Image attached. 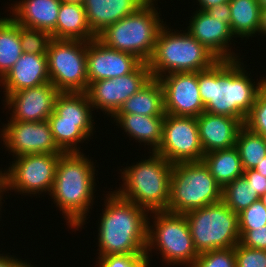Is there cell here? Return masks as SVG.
Listing matches in <instances>:
<instances>
[{"label":"cell","mask_w":266,"mask_h":267,"mask_svg":"<svg viewBox=\"0 0 266 267\" xmlns=\"http://www.w3.org/2000/svg\"><path fill=\"white\" fill-rule=\"evenodd\" d=\"M158 80L164 90L165 114L198 117L205 111L198 87V72L169 73Z\"/></svg>","instance_id":"15"},{"label":"cell","mask_w":266,"mask_h":267,"mask_svg":"<svg viewBox=\"0 0 266 267\" xmlns=\"http://www.w3.org/2000/svg\"><path fill=\"white\" fill-rule=\"evenodd\" d=\"M148 159L133 162L120 169L122 186L114 190L125 200L150 212L166 211L170 199V177L173 164L156 152Z\"/></svg>","instance_id":"4"},{"label":"cell","mask_w":266,"mask_h":267,"mask_svg":"<svg viewBox=\"0 0 266 267\" xmlns=\"http://www.w3.org/2000/svg\"><path fill=\"white\" fill-rule=\"evenodd\" d=\"M229 4L230 28L235 39L255 37L258 34L261 16V8L257 0H230Z\"/></svg>","instance_id":"28"},{"label":"cell","mask_w":266,"mask_h":267,"mask_svg":"<svg viewBox=\"0 0 266 267\" xmlns=\"http://www.w3.org/2000/svg\"><path fill=\"white\" fill-rule=\"evenodd\" d=\"M187 24L186 30L211 51L219 60L240 59L230 47L233 35L230 25L224 18L211 17L206 11L195 10ZM230 42V43H229Z\"/></svg>","instance_id":"18"},{"label":"cell","mask_w":266,"mask_h":267,"mask_svg":"<svg viewBox=\"0 0 266 267\" xmlns=\"http://www.w3.org/2000/svg\"><path fill=\"white\" fill-rule=\"evenodd\" d=\"M8 254H0V267H24L28 263L26 260L22 261V259H18V257L10 255V253Z\"/></svg>","instance_id":"42"},{"label":"cell","mask_w":266,"mask_h":267,"mask_svg":"<svg viewBox=\"0 0 266 267\" xmlns=\"http://www.w3.org/2000/svg\"><path fill=\"white\" fill-rule=\"evenodd\" d=\"M61 1L66 3H78L83 5L85 0H61Z\"/></svg>","instance_id":"47"},{"label":"cell","mask_w":266,"mask_h":267,"mask_svg":"<svg viewBox=\"0 0 266 267\" xmlns=\"http://www.w3.org/2000/svg\"><path fill=\"white\" fill-rule=\"evenodd\" d=\"M61 2V0H19L8 7L9 16L21 26L52 34L56 28Z\"/></svg>","instance_id":"21"},{"label":"cell","mask_w":266,"mask_h":267,"mask_svg":"<svg viewBox=\"0 0 266 267\" xmlns=\"http://www.w3.org/2000/svg\"><path fill=\"white\" fill-rule=\"evenodd\" d=\"M243 170L255 169L266 157V140L245 125L241 127L236 138Z\"/></svg>","instance_id":"30"},{"label":"cell","mask_w":266,"mask_h":267,"mask_svg":"<svg viewBox=\"0 0 266 267\" xmlns=\"http://www.w3.org/2000/svg\"><path fill=\"white\" fill-rule=\"evenodd\" d=\"M3 169L1 168V170H0V182H1V171H2Z\"/></svg>","instance_id":"52"},{"label":"cell","mask_w":266,"mask_h":267,"mask_svg":"<svg viewBox=\"0 0 266 267\" xmlns=\"http://www.w3.org/2000/svg\"><path fill=\"white\" fill-rule=\"evenodd\" d=\"M4 193H7L5 190H4V188L2 187V186H0V211L2 210L1 208L3 207L2 205V200L3 201H5L4 199H3V195H4ZM1 214V213H0ZM2 216H0V218H1Z\"/></svg>","instance_id":"46"},{"label":"cell","mask_w":266,"mask_h":267,"mask_svg":"<svg viewBox=\"0 0 266 267\" xmlns=\"http://www.w3.org/2000/svg\"><path fill=\"white\" fill-rule=\"evenodd\" d=\"M142 61L133 54L107 47L98 38L87 42L88 81L114 79L133 72Z\"/></svg>","instance_id":"17"},{"label":"cell","mask_w":266,"mask_h":267,"mask_svg":"<svg viewBox=\"0 0 266 267\" xmlns=\"http://www.w3.org/2000/svg\"><path fill=\"white\" fill-rule=\"evenodd\" d=\"M191 267H236L234 247L201 253Z\"/></svg>","instance_id":"35"},{"label":"cell","mask_w":266,"mask_h":267,"mask_svg":"<svg viewBox=\"0 0 266 267\" xmlns=\"http://www.w3.org/2000/svg\"><path fill=\"white\" fill-rule=\"evenodd\" d=\"M236 267H266V250L243 246L234 247Z\"/></svg>","instance_id":"38"},{"label":"cell","mask_w":266,"mask_h":267,"mask_svg":"<svg viewBox=\"0 0 266 267\" xmlns=\"http://www.w3.org/2000/svg\"><path fill=\"white\" fill-rule=\"evenodd\" d=\"M149 214L153 223L148 221V263H151V252L155 249L162 255L164 265L174 267L186 264V267H191L199 254L194 247L185 215L168 211H155Z\"/></svg>","instance_id":"7"},{"label":"cell","mask_w":266,"mask_h":267,"mask_svg":"<svg viewBox=\"0 0 266 267\" xmlns=\"http://www.w3.org/2000/svg\"><path fill=\"white\" fill-rule=\"evenodd\" d=\"M259 199L257 192L248 185L243 175L226 184L222 189V201L237 214Z\"/></svg>","instance_id":"31"},{"label":"cell","mask_w":266,"mask_h":267,"mask_svg":"<svg viewBox=\"0 0 266 267\" xmlns=\"http://www.w3.org/2000/svg\"><path fill=\"white\" fill-rule=\"evenodd\" d=\"M222 187L203 161L172 167L168 212L185 214L222 200Z\"/></svg>","instance_id":"8"},{"label":"cell","mask_w":266,"mask_h":267,"mask_svg":"<svg viewBox=\"0 0 266 267\" xmlns=\"http://www.w3.org/2000/svg\"><path fill=\"white\" fill-rule=\"evenodd\" d=\"M56 40L91 41L97 36L88 25L86 11L82 4L61 2L55 31Z\"/></svg>","instance_id":"25"},{"label":"cell","mask_w":266,"mask_h":267,"mask_svg":"<svg viewBox=\"0 0 266 267\" xmlns=\"http://www.w3.org/2000/svg\"><path fill=\"white\" fill-rule=\"evenodd\" d=\"M155 4L157 0H147L134 13L108 26L97 38L107 47L133 54L147 63L153 55L157 34L165 23L160 18L161 9Z\"/></svg>","instance_id":"6"},{"label":"cell","mask_w":266,"mask_h":267,"mask_svg":"<svg viewBox=\"0 0 266 267\" xmlns=\"http://www.w3.org/2000/svg\"><path fill=\"white\" fill-rule=\"evenodd\" d=\"M152 78L148 63H141L133 72L114 79L90 82L86 90L96 112L101 110L112 118L122 104ZM105 112V113H104Z\"/></svg>","instance_id":"13"},{"label":"cell","mask_w":266,"mask_h":267,"mask_svg":"<svg viewBox=\"0 0 266 267\" xmlns=\"http://www.w3.org/2000/svg\"><path fill=\"white\" fill-rule=\"evenodd\" d=\"M24 267H34V265H31V263H27Z\"/></svg>","instance_id":"50"},{"label":"cell","mask_w":266,"mask_h":267,"mask_svg":"<svg viewBox=\"0 0 266 267\" xmlns=\"http://www.w3.org/2000/svg\"><path fill=\"white\" fill-rule=\"evenodd\" d=\"M202 161L222 188L244 173L236 147L206 153Z\"/></svg>","instance_id":"27"},{"label":"cell","mask_w":266,"mask_h":267,"mask_svg":"<svg viewBox=\"0 0 266 267\" xmlns=\"http://www.w3.org/2000/svg\"><path fill=\"white\" fill-rule=\"evenodd\" d=\"M266 36V8L261 9V16H260V26L258 29V35ZM263 34V35H262Z\"/></svg>","instance_id":"44"},{"label":"cell","mask_w":266,"mask_h":267,"mask_svg":"<svg viewBox=\"0 0 266 267\" xmlns=\"http://www.w3.org/2000/svg\"><path fill=\"white\" fill-rule=\"evenodd\" d=\"M259 7L261 9H265L266 8V0H257Z\"/></svg>","instance_id":"48"},{"label":"cell","mask_w":266,"mask_h":267,"mask_svg":"<svg viewBox=\"0 0 266 267\" xmlns=\"http://www.w3.org/2000/svg\"><path fill=\"white\" fill-rule=\"evenodd\" d=\"M211 17L224 18V22L230 25V4L229 2L224 4H218L212 8L206 10Z\"/></svg>","instance_id":"41"},{"label":"cell","mask_w":266,"mask_h":267,"mask_svg":"<svg viewBox=\"0 0 266 267\" xmlns=\"http://www.w3.org/2000/svg\"><path fill=\"white\" fill-rule=\"evenodd\" d=\"M22 54L20 25L11 17L0 16V80Z\"/></svg>","instance_id":"29"},{"label":"cell","mask_w":266,"mask_h":267,"mask_svg":"<svg viewBox=\"0 0 266 267\" xmlns=\"http://www.w3.org/2000/svg\"><path fill=\"white\" fill-rule=\"evenodd\" d=\"M241 59L219 60L199 71L198 87L205 112L237 118L244 124L266 85V76L255 82Z\"/></svg>","instance_id":"1"},{"label":"cell","mask_w":266,"mask_h":267,"mask_svg":"<svg viewBox=\"0 0 266 267\" xmlns=\"http://www.w3.org/2000/svg\"><path fill=\"white\" fill-rule=\"evenodd\" d=\"M49 82L47 55L23 53L0 80V86H3V94H11Z\"/></svg>","instance_id":"19"},{"label":"cell","mask_w":266,"mask_h":267,"mask_svg":"<svg viewBox=\"0 0 266 267\" xmlns=\"http://www.w3.org/2000/svg\"><path fill=\"white\" fill-rule=\"evenodd\" d=\"M196 119L204 154L235 147L238 132L244 125L237 118L205 111Z\"/></svg>","instance_id":"20"},{"label":"cell","mask_w":266,"mask_h":267,"mask_svg":"<svg viewBox=\"0 0 266 267\" xmlns=\"http://www.w3.org/2000/svg\"><path fill=\"white\" fill-rule=\"evenodd\" d=\"M51 40L49 32L20 25V42L23 53L47 54Z\"/></svg>","instance_id":"33"},{"label":"cell","mask_w":266,"mask_h":267,"mask_svg":"<svg viewBox=\"0 0 266 267\" xmlns=\"http://www.w3.org/2000/svg\"><path fill=\"white\" fill-rule=\"evenodd\" d=\"M87 156L83 151L61 153L49 195L56 207L62 211L66 225L77 231L87 222V216L96 198L95 162Z\"/></svg>","instance_id":"3"},{"label":"cell","mask_w":266,"mask_h":267,"mask_svg":"<svg viewBox=\"0 0 266 267\" xmlns=\"http://www.w3.org/2000/svg\"><path fill=\"white\" fill-rule=\"evenodd\" d=\"M97 257V267H150L146 254H117Z\"/></svg>","instance_id":"37"},{"label":"cell","mask_w":266,"mask_h":267,"mask_svg":"<svg viewBox=\"0 0 266 267\" xmlns=\"http://www.w3.org/2000/svg\"><path fill=\"white\" fill-rule=\"evenodd\" d=\"M244 125L251 131L263 135L266 132V85L258 93L255 104Z\"/></svg>","instance_id":"36"},{"label":"cell","mask_w":266,"mask_h":267,"mask_svg":"<svg viewBox=\"0 0 266 267\" xmlns=\"http://www.w3.org/2000/svg\"><path fill=\"white\" fill-rule=\"evenodd\" d=\"M92 111L86 92H60L48 121L79 122V127L91 137L96 129Z\"/></svg>","instance_id":"23"},{"label":"cell","mask_w":266,"mask_h":267,"mask_svg":"<svg viewBox=\"0 0 266 267\" xmlns=\"http://www.w3.org/2000/svg\"><path fill=\"white\" fill-rule=\"evenodd\" d=\"M53 138L63 152H80L81 145L90 138L80 127L79 122L49 121Z\"/></svg>","instance_id":"32"},{"label":"cell","mask_w":266,"mask_h":267,"mask_svg":"<svg viewBox=\"0 0 266 267\" xmlns=\"http://www.w3.org/2000/svg\"><path fill=\"white\" fill-rule=\"evenodd\" d=\"M60 91L51 83L4 94L3 105L12 111L10 121L41 122L53 113Z\"/></svg>","instance_id":"16"},{"label":"cell","mask_w":266,"mask_h":267,"mask_svg":"<svg viewBox=\"0 0 266 267\" xmlns=\"http://www.w3.org/2000/svg\"><path fill=\"white\" fill-rule=\"evenodd\" d=\"M238 221L241 238L248 230L266 225V207L259 199L238 213Z\"/></svg>","instance_id":"34"},{"label":"cell","mask_w":266,"mask_h":267,"mask_svg":"<svg viewBox=\"0 0 266 267\" xmlns=\"http://www.w3.org/2000/svg\"><path fill=\"white\" fill-rule=\"evenodd\" d=\"M230 0H197L196 4L199 6L198 10L206 11L209 8L217 6L218 4H224L229 2Z\"/></svg>","instance_id":"43"},{"label":"cell","mask_w":266,"mask_h":267,"mask_svg":"<svg viewBox=\"0 0 266 267\" xmlns=\"http://www.w3.org/2000/svg\"><path fill=\"white\" fill-rule=\"evenodd\" d=\"M264 138H265V140H266V132L262 135Z\"/></svg>","instance_id":"51"},{"label":"cell","mask_w":266,"mask_h":267,"mask_svg":"<svg viewBox=\"0 0 266 267\" xmlns=\"http://www.w3.org/2000/svg\"><path fill=\"white\" fill-rule=\"evenodd\" d=\"M262 176L266 177V157L257 165V167L254 169Z\"/></svg>","instance_id":"45"},{"label":"cell","mask_w":266,"mask_h":267,"mask_svg":"<svg viewBox=\"0 0 266 267\" xmlns=\"http://www.w3.org/2000/svg\"><path fill=\"white\" fill-rule=\"evenodd\" d=\"M243 176L247 180L248 185L252 186L259 197L266 193V177L262 176L254 169L244 170Z\"/></svg>","instance_id":"40"},{"label":"cell","mask_w":266,"mask_h":267,"mask_svg":"<svg viewBox=\"0 0 266 267\" xmlns=\"http://www.w3.org/2000/svg\"><path fill=\"white\" fill-rule=\"evenodd\" d=\"M98 220V256L146 254L149 212L120 197L114 190L103 199Z\"/></svg>","instance_id":"2"},{"label":"cell","mask_w":266,"mask_h":267,"mask_svg":"<svg viewBox=\"0 0 266 267\" xmlns=\"http://www.w3.org/2000/svg\"><path fill=\"white\" fill-rule=\"evenodd\" d=\"M240 243L248 248L266 250V225L248 230L240 238Z\"/></svg>","instance_id":"39"},{"label":"cell","mask_w":266,"mask_h":267,"mask_svg":"<svg viewBox=\"0 0 266 267\" xmlns=\"http://www.w3.org/2000/svg\"><path fill=\"white\" fill-rule=\"evenodd\" d=\"M60 155L39 153L13 158L8 169L1 171V186L7 192L12 190L24 196H37V193L38 196L41 193L50 195Z\"/></svg>","instance_id":"11"},{"label":"cell","mask_w":266,"mask_h":267,"mask_svg":"<svg viewBox=\"0 0 266 267\" xmlns=\"http://www.w3.org/2000/svg\"><path fill=\"white\" fill-rule=\"evenodd\" d=\"M147 0H85L84 9L91 31L98 36L108 26L134 13Z\"/></svg>","instance_id":"22"},{"label":"cell","mask_w":266,"mask_h":267,"mask_svg":"<svg viewBox=\"0 0 266 267\" xmlns=\"http://www.w3.org/2000/svg\"><path fill=\"white\" fill-rule=\"evenodd\" d=\"M116 114L164 116V90L161 82L151 78L138 92L122 104Z\"/></svg>","instance_id":"26"},{"label":"cell","mask_w":266,"mask_h":267,"mask_svg":"<svg viewBox=\"0 0 266 267\" xmlns=\"http://www.w3.org/2000/svg\"><path fill=\"white\" fill-rule=\"evenodd\" d=\"M46 55L50 82L60 92H86L87 41L52 39Z\"/></svg>","instance_id":"10"},{"label":"cell","mask_w":266,"mask_h":267,"mask_svg":"<svg viewBox=\"0 0 266 267\" xmlns=\"http://www.w3.org/2000/svg\"><path fill=\"white\" fill-rule=\"evenodd\" d=\"M2 127L0 138L6 151L13 157L27 154L55 153L63 151L53 138L48 120L41 122L7 121Z\"/></svg>","instance_id":"14"},{"label":"cell","mask_w":266,"mask_h":267,"mask_svg":"<svg viewBox=\"0 0 266 267\" xmlns=\"http://www.w3.org/2000/svg\"><path fill=\"white\" fill-rule=\"evenodd\" d=\"M157 154L171 164L202 161V148L196 117L164 115L162 139Z\"/></svg>","instance_id":"12"},{"label":"cell","mask_w":266,"mask_h":267,"mask_svg":"<svg viewBox=\"0 0 266 267\" xmlns=\"http://www.w3.org/2000/svg\"><path fill=\"white\" fill-rule=\"evenodd\" d=\"M112 120L118 128L121 127V130H124L129 138L135 139L140 144L143 142L144 146L147 145L149 151L156 152L159 148L162 139L164 116L115 114Z\"/></svg>","instance_id":"24"},{"label":"cell","mask_w":266,"mask_h":267,"mask_svg":"<svg viewBox=\"0 0 266 267\" xmlns=\"http://www.w3.org/2000/svg\"><path fill=\"white\" fill-rule=\"evenodd\" d=\"M217 61L219 59L186 29L173 32L165 23L157 34L153 55L147 63L152 78L158 79L169 73L207 70Z\"/></svg>","instance_id":"5"},{"label":"cell","mask_w":266,"mask_h":267,"mask_svg":"<svg viewBox=\"0 0 266 267\" xmlns=\"http://www.w3.org/2000/svg\"><path fill=\"white\" fill-rule=\"evenodd\" d=\"M261 202L263 203V205L266 207V193H264L261 197H260Z\"/></svg>","instance_id":"49"},{"label":"cell","mask_w":266,"mask_h":267,"mask_svg":"<svg viewBox=\"0 0 266 267\" xmlns=\"http://www.w3.org/2000/svg\"><path fill=\"white\" fill-rule=\"evenodd\" d=\"M198 254L240 242L238 214L222 200L184 214Z\"/></svg>","instance_id":"9"}]
</instances>
